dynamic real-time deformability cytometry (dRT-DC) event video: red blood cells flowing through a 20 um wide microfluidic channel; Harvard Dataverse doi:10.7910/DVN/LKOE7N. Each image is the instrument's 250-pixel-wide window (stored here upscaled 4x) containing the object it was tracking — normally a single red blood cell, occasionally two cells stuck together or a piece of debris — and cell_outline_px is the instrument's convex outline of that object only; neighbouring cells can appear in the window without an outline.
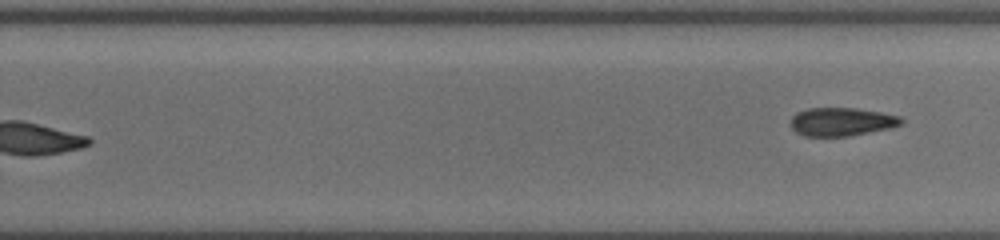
{"species": "common noctule bat (a hibernating species)", "species_latin": "Nyctalus noctula", "temperature_condition": "cold", "stored_images_in_passage": 33, "segment_of_instrument_passage": [2, 2], "camera_frame_rate_fps": 3000, "um_per_image_px": 0.085, "animal": {"sex": "female", "body_mass_g": 19.5, "forearm_length_mm": 54.1}, "frame": {"image": 1, "passage_image": 33, "time_ms": 11.667, "image_size_px": [1000, 240], "cell_outline_px": [[904, 124], [888, 128], [848, 136], [804, 136], [796, 132], [792, 128], [792, 116], [796, 112], [808, 108], [856, 108], [880, 112], [900, 116], [904, 120]], "centroid_in_image_um": [71.54, 10.34], "position_along_channel_um": 258.3, "area_um2": 18.21}}